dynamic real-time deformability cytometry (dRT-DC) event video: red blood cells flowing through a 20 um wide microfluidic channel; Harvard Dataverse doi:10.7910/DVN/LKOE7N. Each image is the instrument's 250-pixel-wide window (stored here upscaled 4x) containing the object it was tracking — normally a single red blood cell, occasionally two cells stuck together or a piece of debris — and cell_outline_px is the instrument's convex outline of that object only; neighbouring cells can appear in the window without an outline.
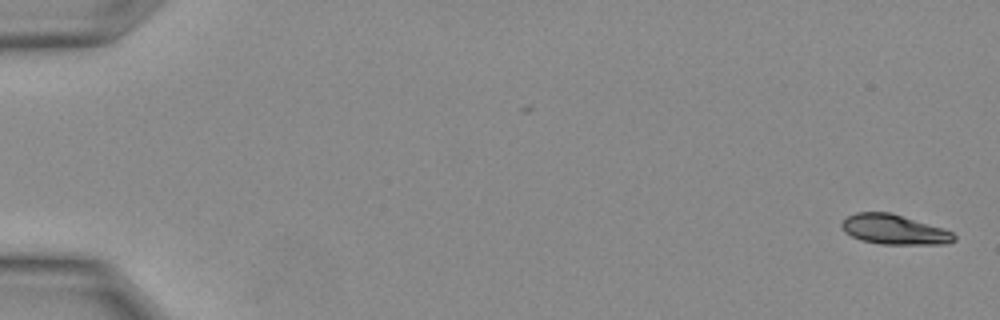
{"species": "Egyptian fruit bat (a non-hibernating species)", "species_latin": "Rousettus aegyptiacus", "temperature_condition": "warm", "stored_images_in_passage": 2, "camera_frame_rate_fps": 3000, "um_per_image_px": 0.085, "animal": {"sex": "female"}, "frame": {"image": 1, "passage_image": 2, "time_ms": 0.333, "image_size_px": [1000, 320], "cell_outline_px": [[956, 240], [944, 244], [880, 244], [860, 240], [844, 232], [840, 224], [848, 216], [856, 212], [892, 212], [952, 232], [956, 236]], "centroid_in_image_um": [75.97, 19.51], "position_along_channel_um": 9.0, "area_um2": 19.42}}